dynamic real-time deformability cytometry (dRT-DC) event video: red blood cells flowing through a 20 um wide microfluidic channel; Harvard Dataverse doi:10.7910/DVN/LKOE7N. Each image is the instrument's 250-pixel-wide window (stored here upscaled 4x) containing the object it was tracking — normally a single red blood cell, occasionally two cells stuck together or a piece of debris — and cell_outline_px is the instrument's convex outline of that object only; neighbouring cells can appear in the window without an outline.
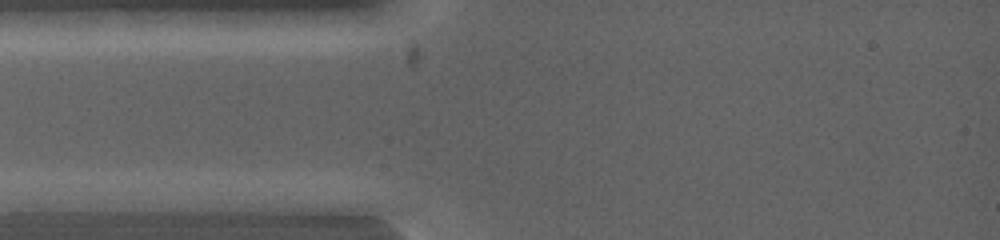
{"species": "common noctule bat (a hibernating species)", "species_latin": "Nyctalus noctula", "temperature_condition": "warm", "stored_images_in_passage": 3, "camera_frame_rate_fps": 5000, "um_per_image_px": 0.085, "animal": {"sex": "female", "body_mass_g": 19.0, "forearm_length_mm": 53.3}, "frame": {"image": 1, "passage_image": 1, "time_ms": 0.0, "image_size_px": [1000, 240], "cell_outline_px": [[116, 200], [96, 212], [16, 212], [12, 200], [44, 192], [112, 192], [116, 196]], "centroid_in_image_um": [5.47, 17.18], "position_along_channel_um": 79.5, "area_um2": 13.01}}